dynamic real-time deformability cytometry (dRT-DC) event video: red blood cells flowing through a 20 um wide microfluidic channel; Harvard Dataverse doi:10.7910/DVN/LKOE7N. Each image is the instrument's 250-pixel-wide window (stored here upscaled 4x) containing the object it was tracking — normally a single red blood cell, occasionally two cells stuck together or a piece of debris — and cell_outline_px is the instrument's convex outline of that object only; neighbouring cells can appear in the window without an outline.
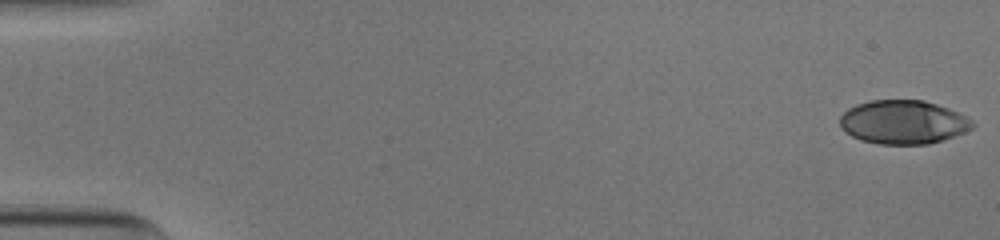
{"species": "human", "species_latin": "Homo sapiens", "temperature_condition": "cold", "stored_images_in_passage": 53, "camera_frame_rate_fps": 3000, "um_per_image_px": 0.085, "donor": {"sex": "male"}, "frame": {"image": 1, "passage_image": 1, "time_ms": 0.0, "image_size_px": [1000, 240], "cell_outline_px": [[976, 124], [972, 128], [964, 132], [944, 140], [928, 144], [880, 144], [860, 140], [844, 132], [840, 128], [840, 116], [848, 108], [856, 104], [872, 100], [924, 100], [960, 112], [972, 120]], "centroid_in_image_um": [76.77, 10.38], "position_along_channel_um": 8.2, "area_um2": 34.04}}
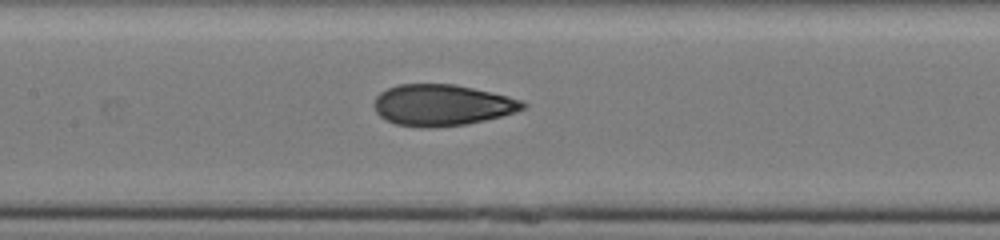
{"frame": {"image": 2, "passage_image": 26, "time_ms": 8.333, "image_size_px": [1000, 240], "cell_outline_px": [[528, 104], [524, 108], [516, 112], [484, 120], [464, 124], [432, 128], [420, 128], [396, 124], [380, 116], [376, 112], [372, 104], [376, 96], [380, 92], [396, 84], [452, 84], [472, 88], [508, 96], [520, 100]], "centroid_in_image_um": [37.53, 8.93], "position_along_channel_um": 169.9, "area_um2": 35.72}}
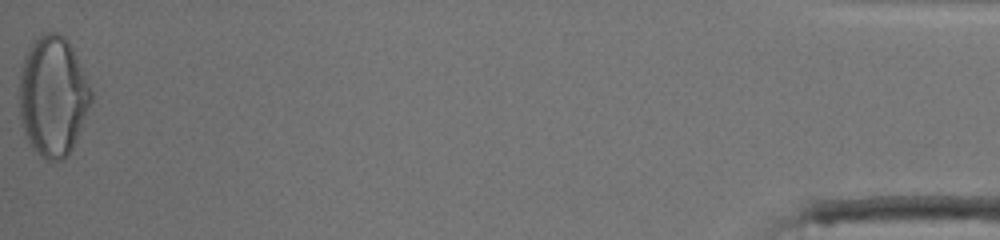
{"frame": {"image": 3, "passage_image": 53, "time_ms": 17.333, "image_size_px": [1000, 240], "cell_outline_px": [[92, 100], [76, 140], [68, 156], [60, 160], [48, 160], [32, 148], [24, 132], [20, 116], [20, 68], [24, 56], [28, 48], [44, 32], [56, 32], [64, 36], [68, 40], [84, 72], [92, 92]], "centroid_in_image_um": [4.5, 8.17], "position_along_channel_um": 430.7, "area_um2": 49.94}, "authors_computed_cell_mechanics": {"area_um2": 35.3158, "velocity_mm_per_s": 3.9202, "shape_relaxation_time_tau1_ms": 7.44, "shape_relaxation_time_tau2_ms": 1.2388, "deformation_change_tau1": 0.2368, "deformation_change_tau2": 0.0775}}